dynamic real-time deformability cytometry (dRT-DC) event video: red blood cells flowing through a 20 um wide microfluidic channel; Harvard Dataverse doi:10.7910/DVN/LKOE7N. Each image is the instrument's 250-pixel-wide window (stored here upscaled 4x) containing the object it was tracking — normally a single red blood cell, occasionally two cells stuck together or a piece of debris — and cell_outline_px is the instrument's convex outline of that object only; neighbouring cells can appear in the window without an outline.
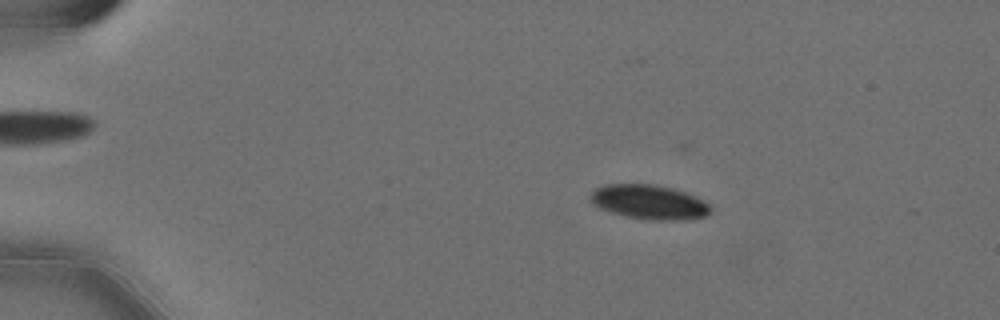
{"species": "Egyptian fruit bat (a non-hibernating species)", "species_latin": "Rousettus aegyptiacus", "temperature_condition": "cold", "stored_images_in_passage": 59, "camera_frame_rate_fps": 3000, "um_per_image_px": 0.085, "animal": {"sex": "female"}, "frame": {"image": 1, "passage_image": 12, "time_ms": 3.667, "image_size_px": [1000, 320], "cell_outline_px": [[712, 212], [708, 216], [692, 220], [652, 220], [624, 216], [600, 208], [592, 204], [588, 200], [588, 196], [596, 188], [604, 184], [652, 184], [672, 188], [684, 192], [708, 204], [712, 208]], "centroid_in_image_um": [55.16, 17.19], "position_along_channel_um": 29.8, "area_um2": 24.28}}
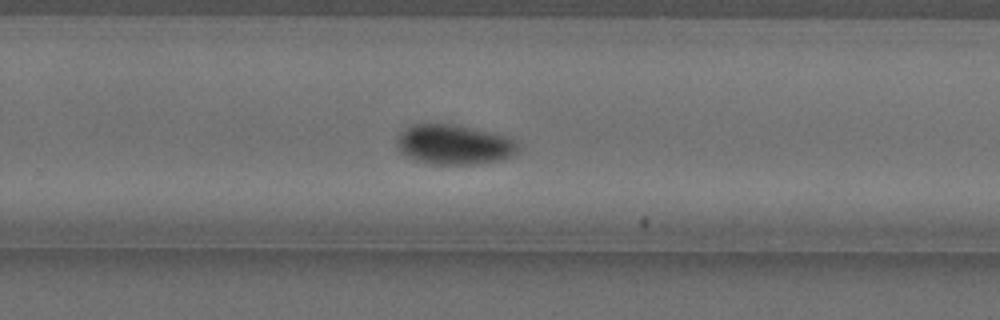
{"frame": {"image": 2, "passage_image": 40, "time_ms": 13.0, "image_size_px": [1000, 320], "cell_outline_px": [[520, 148], [512, 156], [500, 160], [476, 164], [432, 164], [416, 160], [400, 152], [396, 148], [396, 140], [400, 132], [404, 128], [412, 124], [456, 124], [492, 132], [520, 140]], "centroid_in_image_um": [38.62, 12.28], "position_along_channel_um": 291.2, "area_um2": 28.61}}
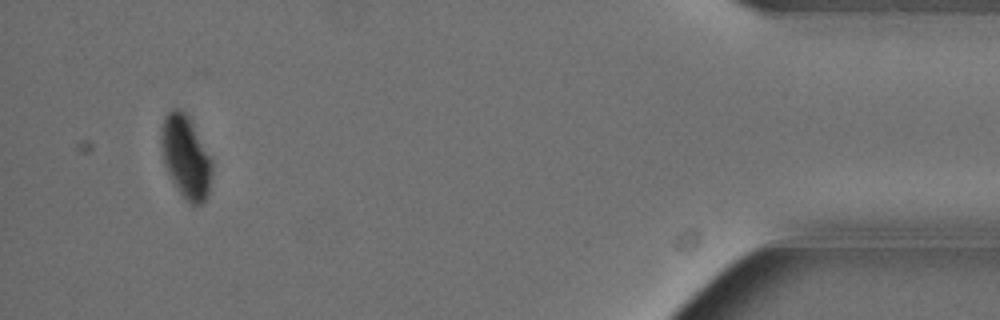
{"frame": {"image": 3, "passage_image": 56, "time_ms": 18.333, "image_size_px": [1000, 320], "cell_outline_px": [[212, 172], [208, 196], [200, 204], [192, 204], [180, 192], [168, 172], [164, 160], [160, 144], [160, 136], [164, 120], [168, 112], [172, 108], [176, 108], [184, 112], [188, 116], [212, 160]], "centroid_in_image_um": [15.8, 13.32], "position_along_channel_um": 419.4, "area_um2": 23.87}, "authors_computed_cell_mechanics": {"area_um2": 25.8366, "velocity_mm_per_s": 3.5602, "shape_relaxation_time_tau1_ms": 6.3037, "shape_relaxation_time_tau2_ms": null, "deformation_change_tau1": 0.1359, "deformation_change_tau2": null}}